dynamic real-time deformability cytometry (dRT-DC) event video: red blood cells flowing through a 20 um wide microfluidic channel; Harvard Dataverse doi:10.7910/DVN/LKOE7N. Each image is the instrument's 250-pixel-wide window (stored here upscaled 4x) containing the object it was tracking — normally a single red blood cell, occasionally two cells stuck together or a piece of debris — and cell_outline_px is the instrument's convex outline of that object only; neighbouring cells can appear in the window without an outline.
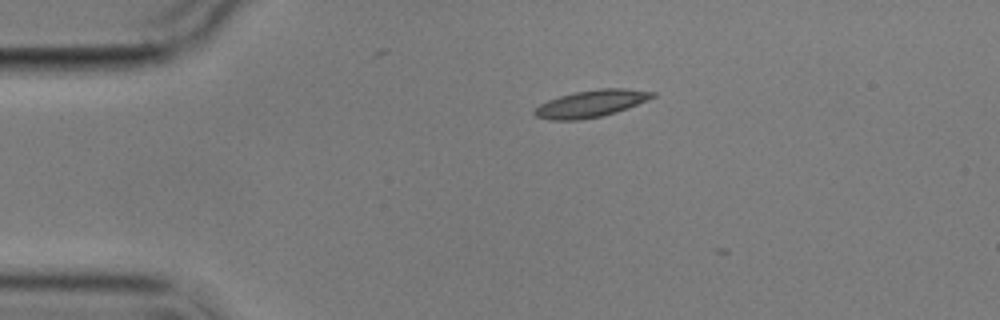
{"species": "common noctule bat (a hibernating species)", "species_latin": "Nyctalus noctula", "temperature_condition": "cold", "stored_images_in_passage": 2, "camera_frame_rate_fps": 3000, "um_per_image_px": 0.085, "animal": {"sex": "male", "body_mass_g": 17.9}, "frame": {"image": 1, "passage_image": 1, "time_ms": 0.0, "image_size_px": [1000, 320], "cell_outline_px": [[656, 96], [628, 108], [604, 116], [580, 120], [548, 120], [536, 116], [532, 112], [540, 104], [548, 100], [560, 96], [576, 92], [600, 88], [624, 88], [656, 92]], "centroid_in_image_um": [50.25, 8.81], "position_along_channel_um": 34.8, "area_um2": 18.61}}